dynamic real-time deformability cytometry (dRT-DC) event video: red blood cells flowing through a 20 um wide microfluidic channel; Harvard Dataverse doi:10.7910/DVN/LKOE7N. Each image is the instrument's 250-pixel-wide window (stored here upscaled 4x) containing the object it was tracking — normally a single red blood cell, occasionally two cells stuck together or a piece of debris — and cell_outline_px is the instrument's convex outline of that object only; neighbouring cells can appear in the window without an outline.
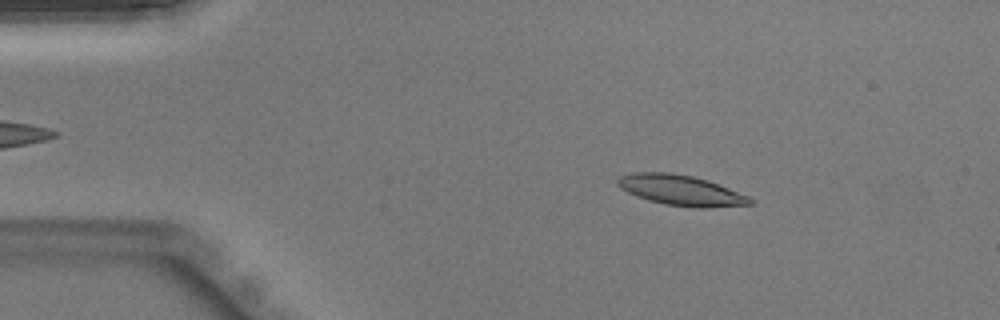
{"species": "Egyptian fruit bat (a non-hibernating species)", "species_latin": "Rousettus aegyptiacus", "temperature_condition": "warm", "stored_images_in_passage": 42, "camera_frame_rate_fps": 3000, "um_per_image_px": 0.085, "animal": {"sex": "male"}, "frame": {"image": 1, "passage_image": 6, "time_ms": 1.667, "image_size_px": [1000, 320], "cell_outline_px": [[752, 204], [668, 204], [652, 200], [640, 196], [624, 188], [620, 184], [620, 180], [624, 176], [644, 172], [660, 172], [688, 176], [704, 180], [716, 184], [744, 196], [752, 200]], "centroid_in_image_um": [57.8, 16.12], "position_along_channel_um": 27.2, "area_um2": 20.29}}
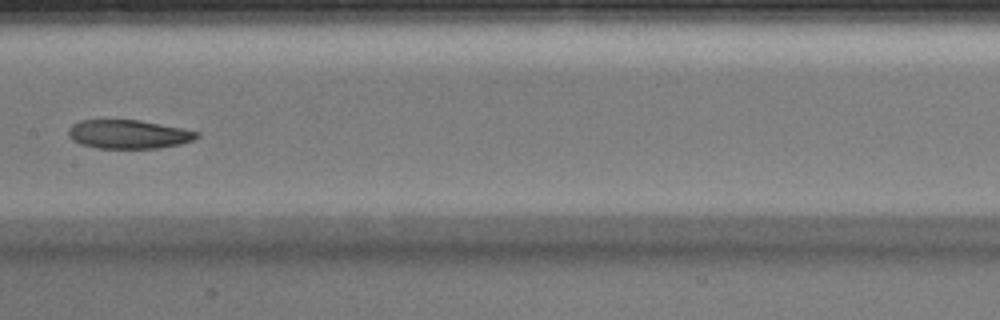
{"frame": {"image": 2, "passage_image": 21, "time_ms": 6.667, "image_size_px": [1000, 320], "cell_outline_px": [[196, 136], [192, 140], [176, 144], [152, 148], [100, 148], [84, 144], [76, 140], [72, 136], [72, 128], [76, 124], [84, 120], [136, 120], [196, 132]], "centroid_in_image_um": [10.92, 11.41], "position_along_channel_um": 196.5, "area_um2": 20.0}}
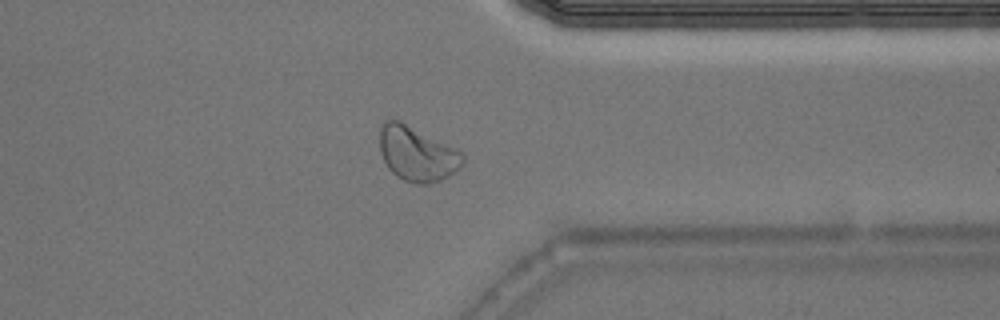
{"frame": {"image": 3, "passage_image": 33, "time_ms": 10.667, "image_size_px": [1000, 320], "cell_outline_px": [[448, 172], [444, 176], [436, 180], [408, 180], [400, 176], [384, 160], [380, 148], [380, 132], [384, 124], [392, 120], [396, 120], [404, 124], [444, 148], [448, 152]], "centroid_in_image_um": [35.05, 13.01], "position_along_channel_um": 376.4, "area_um2": 20.98}}